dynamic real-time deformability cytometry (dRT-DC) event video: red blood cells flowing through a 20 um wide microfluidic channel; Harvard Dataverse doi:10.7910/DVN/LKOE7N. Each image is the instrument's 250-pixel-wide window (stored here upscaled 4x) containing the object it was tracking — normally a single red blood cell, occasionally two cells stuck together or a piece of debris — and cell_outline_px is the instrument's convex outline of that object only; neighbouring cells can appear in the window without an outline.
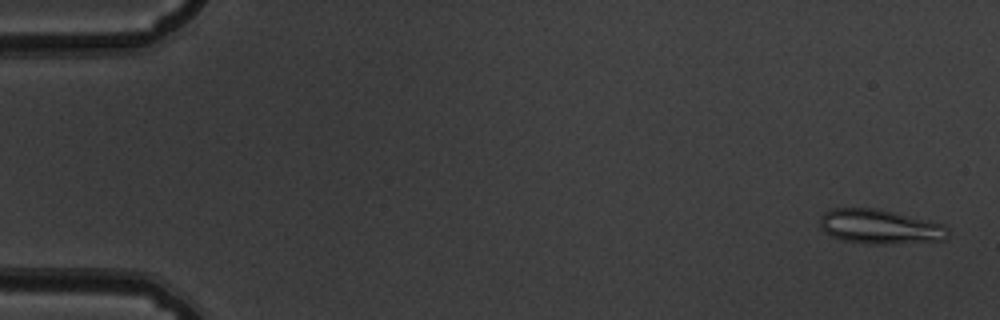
{"species": "common noctule bat (a hibernating species)", "species_latin": "Nyctalus noctula", "temperature_condition": "warm", "stored_images_in_passage": 52, "camera_frame_rate_fps": 3000, "um_per_image_px": 0.085, "animal": {"sex": "male", "body_mass_g": 19.5, "forearm_length_mm": 54.6}, "frame": {"image": 1, "passage_image": 2, "time_ms": 0.333, "image_size_px": [1000, 320], "cell_outline_px": [[948, 236], [944, 240], [892, 244], [868, 244], [844, 240], [832, 236], [824, 232], [820, 228], [820, 216], [828, 208], [876, 208], [944, 224], [948, 228]], "centroid_in_image_um": [74.76, 19.27], "position_along_channel_um": 10.2, "area_um2": 25.84}}
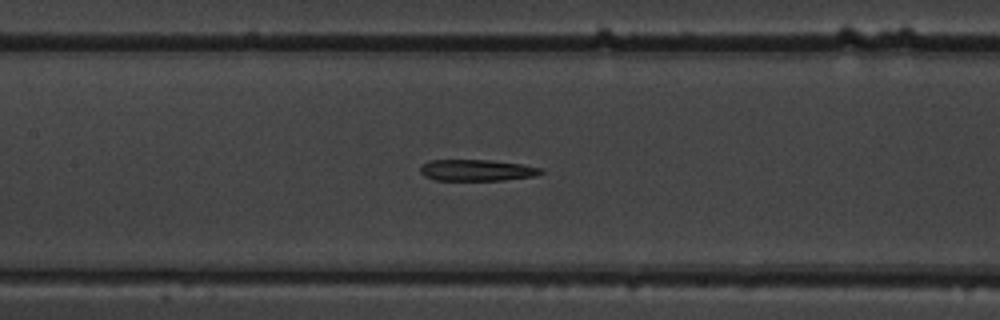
{"frame": {"image": 2, "passage_image": 25, "time_ms": 8.0, "image_size_px": [1000, 320], "cell_outline_px": [[544, 172], [536, 176], [504, 180], [436, 180], [424, 176], [420, 172], [420, 164], [428, 160], [488, 160], [520, 164], [544, 168]], "centroid_in_image_um": [40.52, 14.47], "position_along_channel_um": 166.9, "area_um2": 15.14}}
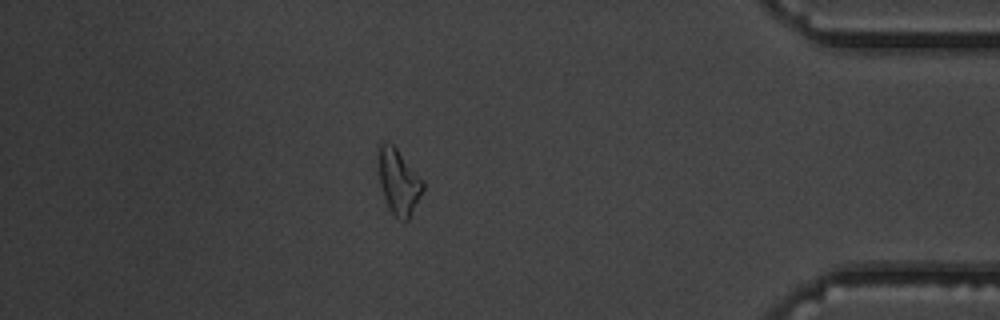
{"frame": {"image": 3, "passage_image": 46, "time_ms": 15.0, "image_size_px": [1000, 320], "cell_outline_px": [[424, 188], [408, 220], [404, 224], [388, 208], [380, 184], [376, 156], [376, 144], [384, 140], [392, 144], [396, 148], [424, 180]], "centroid_in_image_um": [33.84, 15.38], "position_along_channel_um": 401.4, "area_um2": 17.4}}